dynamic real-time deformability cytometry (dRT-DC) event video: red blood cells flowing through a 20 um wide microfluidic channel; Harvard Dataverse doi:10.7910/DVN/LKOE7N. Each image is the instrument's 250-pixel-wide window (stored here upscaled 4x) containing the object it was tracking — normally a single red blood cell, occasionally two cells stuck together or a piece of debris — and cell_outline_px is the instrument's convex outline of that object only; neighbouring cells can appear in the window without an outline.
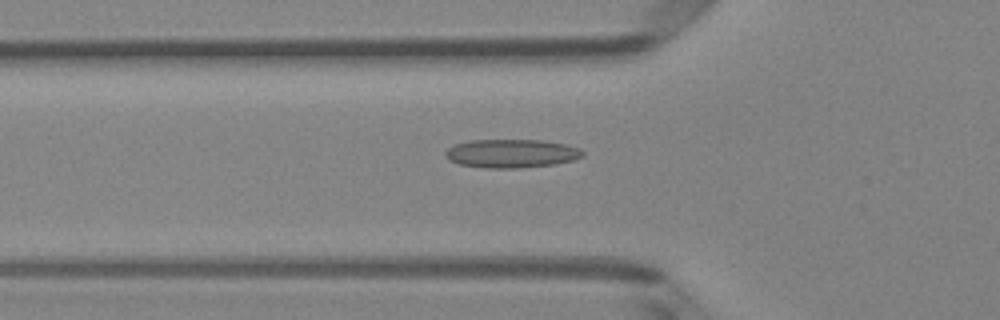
{"species": "Egyptian fruit bat (a non-hibernating species)", "species_latin": "Rousettus aegyptiacus", "temperature_condition": "room temperature", "stored_images_in_passage": 37, "segment_of_instrument_passage": [1, 2], "camera_frame_rate_fps": 3000, "um_per_image_px": 0.085, "animal": {"sex": "female"}, "frame": {"image": 1, "passage_image": 3, "time_ms": 0.667, "image_size_px": [1000, 320], "cell_outline_px": [[584, 156], [572, 160], [552, 164], [516, 168], [484, 168], [460, 164], [448, 160], [444, 156], [444, 152], [448, 148], [456, 144], [472, 140], [540, 140], [564, 144], [580, 148], [584, 152]], "centroid_in_image_um": [43.44, 13.04], "position_along_channel_um": 82.4, "area_um2": 22.72}}
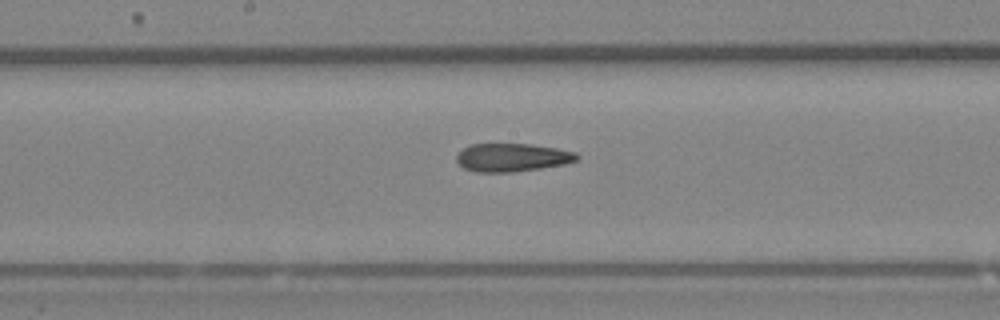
{"frame": {"image": 2, "passage_image": 12, "time_ms": 3.667, "image_size_px": [1000, 320], "cell_outline_px": [[580, 156], [576, 160], [564, 164], [540, 168], [512, 172], [476, 172], [464, 168], [456, 160], [456, 156], [464, 148], [472, 144], [532, 144], [556, 148], [576, 152]], "centroid_in_image_um": [43.54, 13.38], "position_along_channel_um": 204.7, "area_um2": 19.65}}
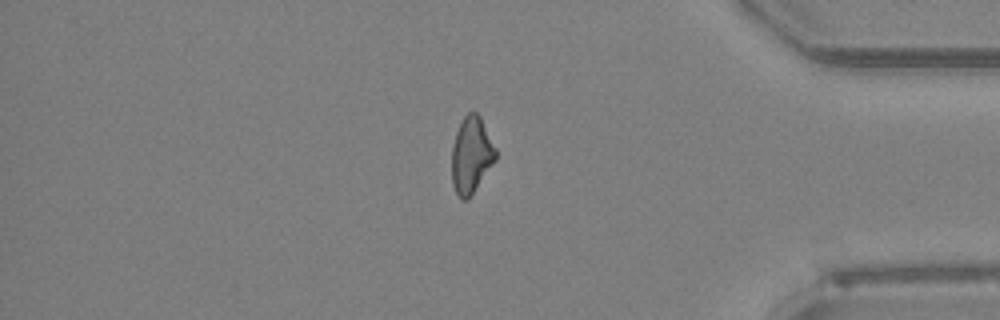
{"frame": {"image": 3, "passage_image": 28, "time_ms": 9.0, "image_size_px": [1000, 320], "cell_outline_px": [[496, 160], [472, 192], [464, 200], [460, 200], [452, 184], [452, 148], [456, 132], [464, 116], [468, 112], [476, 112], [480, 116], [496, 148]], "centroid_in_image_um": [40.05, 13.15], "position_along_channel_um": 395.1, "area_um2": 19.19}}